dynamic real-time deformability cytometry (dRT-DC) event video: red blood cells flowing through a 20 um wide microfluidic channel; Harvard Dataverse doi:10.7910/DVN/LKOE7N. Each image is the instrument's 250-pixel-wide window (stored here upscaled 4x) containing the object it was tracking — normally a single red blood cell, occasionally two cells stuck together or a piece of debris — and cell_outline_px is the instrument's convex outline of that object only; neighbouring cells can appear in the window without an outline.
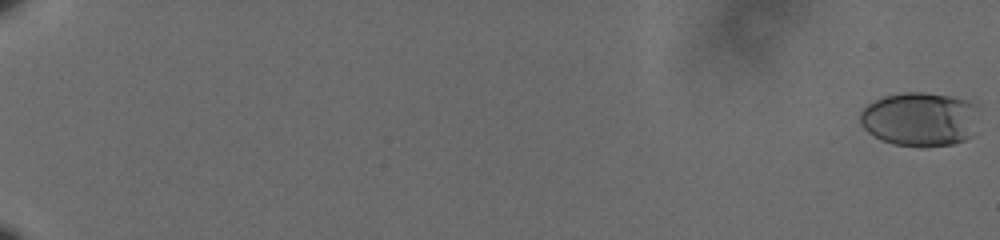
{"species": "human", "species_latin": "Homo sapiens", "temperature_condition": "cold", "stored_images_in_passage": 63, "camera_frame_rate_fps": 3000, "um_per_image_px": 0.085, "donor": {"sex": "male"}, "frame": {"image": 1, "passage_image": 1, "time_ms": 0.0, "image_size_px": [1000, 240], "cell_outline_px": [[980, 108], [972, 136], [964, 140], [952, 144], [892, 144], [880, 140], [868, 132], [860, 124], [860, 112], [868, 104], [884, 96], [904, 92], [924, 92], [976, 100], [980, 104]], "centroid_in_image_um": [78.25, 10.07], "position_along_channel_um": 6.7, "area_um2": 37.57}}
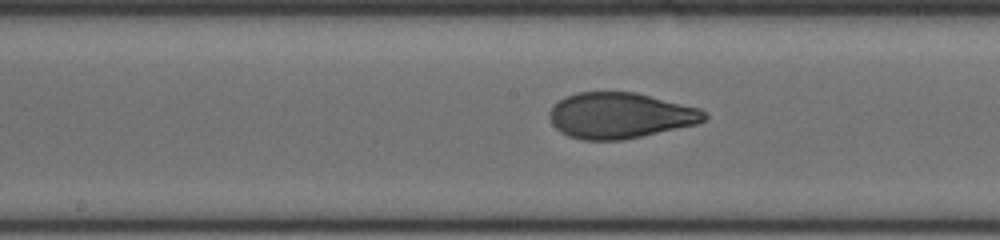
{"frame": {"image": 2, "passage_image": 37, "time_ms": 12.0, "image_size_px": [1000, 240], "cell_outline_px": [[708, 120], [700, 124], [624, 140], [584, 140], [568, 136], [560, 132], [552, 124], [548, 116], [548, 112], [564, 96], [576, 92], [636, 92], [700, 108], [708, 116]], "centroid_in_image_um": [52.74, 9.82], "position_along_channel_um": 195.5, "area_um2": 41.79}}
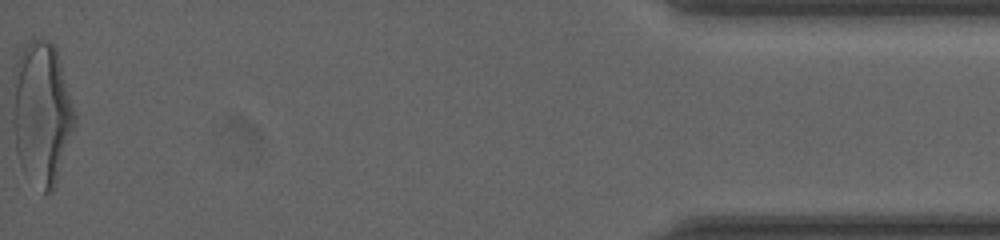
{"frame": {"image": 3, "passage_image": 63, "time_ms": 20.667, "image_size_px": [1000, 240], "cell_outline_px": [[76, 124], [56, 184], [52, 192], [44, 192], [24, 172], [20, 164], [16, 152], [12, 124], [12, 72], [24, 48], [32, 40], [48, 40], [56, 44], [76, 116]], "centroid_in_image_um": [3.54, 9.62], "position_along_channel_um": 431.7, "area_um2": 52.14}, "authors_computed_cell_mechanics": {"area_um2": 40.9224, "velocity_mm_per_s": 3.6034, "shape_relaxation_time_tau1_ms": 5.5616, "shape_relaxation_time_tau2_ms": 0.7882, "deformation_change_tau1": 0.2156, "deformation_change_tau2": 0.0678}}